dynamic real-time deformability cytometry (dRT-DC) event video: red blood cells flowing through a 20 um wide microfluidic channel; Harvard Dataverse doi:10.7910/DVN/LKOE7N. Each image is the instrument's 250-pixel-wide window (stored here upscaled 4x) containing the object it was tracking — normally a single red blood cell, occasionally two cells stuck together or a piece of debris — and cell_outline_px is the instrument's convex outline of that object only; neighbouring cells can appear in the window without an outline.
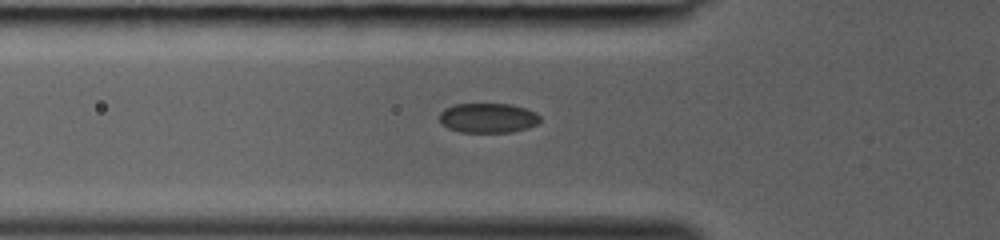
{"species": "common noctule bat (a hibernating species)", "species_latin": "Nyctalus noctula", "temperature_condition": "room temperature", "stored_images_in_passage": 16, "camera_frame_rate_fps": 3000, "um_per_image_px": 0.085, "animal": {"sex": "female", "body_mass_g": 19.0, "forearm_length_mm": 53.3}, "frame": {"image": 1, "passage_image": 4, "time_ms": 1.0, "image_size_px": [1000, 240], "cell_outline_px": [[540, 120], [536, 124], [528, 128], [512, 132], [460, 132], [448, 128], [440, 120], [440, 112], [444, 108], [456, 104], [512, 104], [536, 112], [540, 116]], "centroid_in_image_um": [41.49, 10.02], "position_along_channel_um": 84.3, "area_um2": 17.4}}
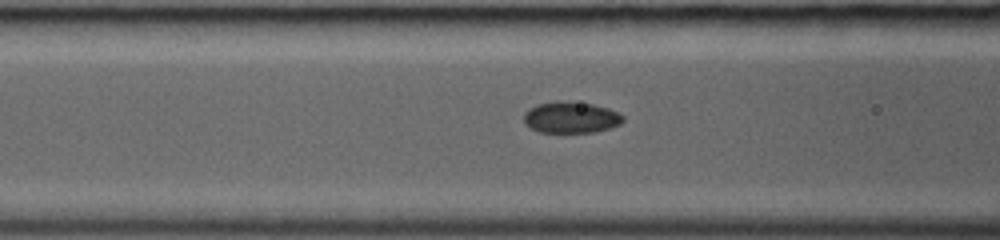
{"frame": {"image": 2, "passage_image": 6, "time_ms": 1.667, "image_size_px": [1000, 240], "cell_outline_px": [[624, 120], [620, 124], [596, 132], [540, 132], [524, 124], [524, 112], [528, 108], [536, 104], [556, 100], [592, 104], [608, 108], [624, 116]], "centroid_in_image_um": [48.49, 9.97], "position_along_channel_um": 118.1, "area_um2": 18.15}}
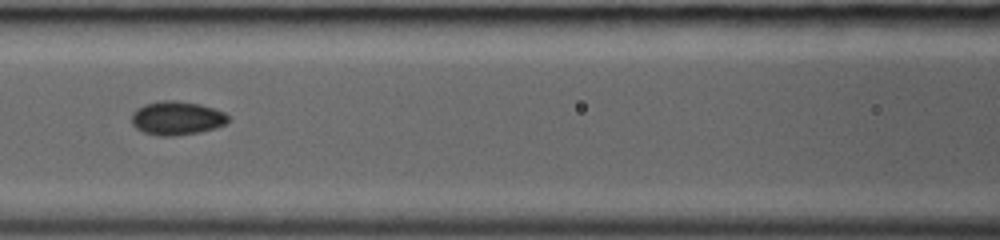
{"frame": {"image": 3, "passage_image": 8, "time_ms": 2.333, "image_size_px": [1000, 240], "cell_outline_px": [[228, 120], [224, 124], [216, 128], [200, 132], [172, 136], [160, 136], [144, 132], [136, 128], [132, 124], [132, 112], [136, 108], [144, 104], [160, 100], [176, 100], [200, 104], [224, 112], [228, 116]], "centroid_in_image_um": [15.0, 10.03], "position_along_channel_um": 151.6, "area_um2": 19.02}}